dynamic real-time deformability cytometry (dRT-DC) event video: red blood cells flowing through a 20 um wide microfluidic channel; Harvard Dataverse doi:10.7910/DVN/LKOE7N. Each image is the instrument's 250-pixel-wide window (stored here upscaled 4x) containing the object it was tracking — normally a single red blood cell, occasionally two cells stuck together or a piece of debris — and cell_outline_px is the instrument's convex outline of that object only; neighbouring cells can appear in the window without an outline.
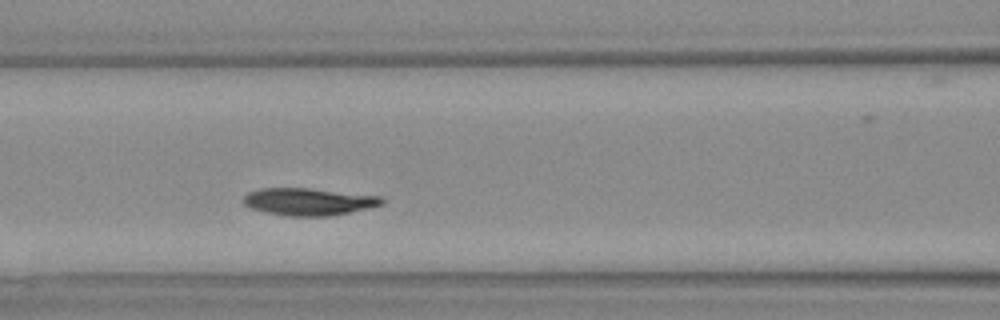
{"species": "Egyptian fruit bat (a non-hibernating species)", "species_latin": "Rousettus aegyptiacus", "temperature_condition": "warm", "stored_images_in_passage": 25, "camera_frame_rate_fps": 3000, "um_per_image_px": 0.085, "animal": {"sex": "female"}, "frame": {"image": 1, "passage_image": 8, "time_ms": 2.333, "image_size_px": [1000, 320], "cell_outline_px": [[384, 204], [368, 208], [328, 216], [288, 216], [264, 212], [248, 208], [244, 204], [244, 196], [248, 192], [260, 188], [308, 188], [384, 196]], "centroid_in_image_um": [26.23, 17.14], "position_along_channel_um": 140.4, "area_um2": 22.14}}